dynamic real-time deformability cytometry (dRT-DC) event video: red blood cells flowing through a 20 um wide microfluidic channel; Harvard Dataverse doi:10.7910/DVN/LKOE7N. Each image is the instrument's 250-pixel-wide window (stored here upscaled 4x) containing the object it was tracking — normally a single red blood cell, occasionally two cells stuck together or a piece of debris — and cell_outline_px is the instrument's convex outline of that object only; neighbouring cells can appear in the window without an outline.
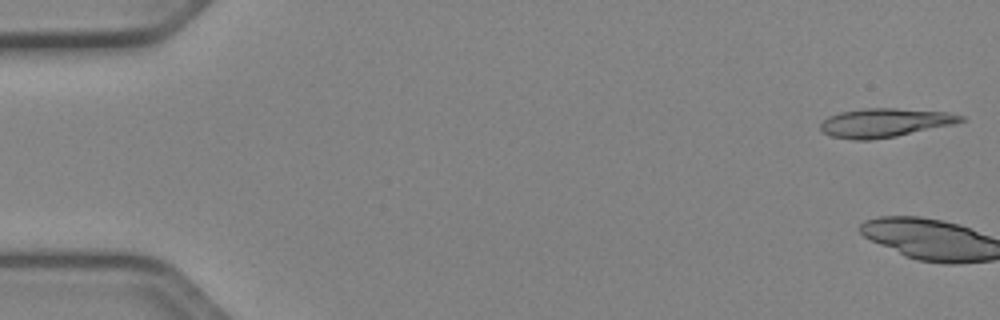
{"species": "Egyptian fruit bat (a non-hibernating species)", "species_latin": "Rousettus aegyptiacus", "temperature_condition": "cold", "stored_images_in_passage": 3, "camera_frame_rate_fps": 3000, "um_per_image_px": 0.085, "animal": {"sex": "female"}, "frame": {"image": 1, "passage_image": 1, "time_ms": 0.0, "image_size_px": [1000, 320], "cell_outline_px": [[968, 120], [956, 124], [896, 136], [868, 140], [852, 140], [832, 136], [820, 132], [820, 124], [828, 116], [840, 112], [864, 108], [896, 108], [948, 112], [964, 116]], "centroid_in_image_um": [75.23, 10.43], "position_along_channel_um": 9.8, "area_um2": 23.81}}